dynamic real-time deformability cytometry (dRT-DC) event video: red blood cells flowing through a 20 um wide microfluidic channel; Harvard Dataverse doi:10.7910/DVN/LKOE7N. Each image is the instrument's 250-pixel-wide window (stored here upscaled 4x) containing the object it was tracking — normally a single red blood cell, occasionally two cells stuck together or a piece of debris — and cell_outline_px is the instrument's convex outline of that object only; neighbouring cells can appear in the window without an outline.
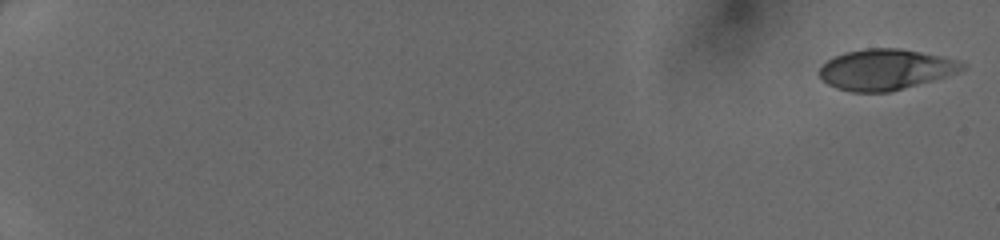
{"species": "human", "species_latin": "Homo sapiens", "temperature_condition": "cold", "stored_images_in_passage": 49, "camera_frame_rate_fps": 3000, "um_per_image_px": 0.085, "donor": {"sex": "female"}, "frame": {"image": 1, "passage_image": 1, "time_ms": 0.0, "image_size_px": [1000, 240], "cell_outline_px": [[968, 64], [964, 68], [956, 72], [932, 80], [888, 92], [852, 92], [836, 88], [828, 84], [820, 76], [820, 68], [828, 60], [844, 52], [864, 48], [900, 48], [960, 60]], "centroid_in_image_um": [75.27, 5.9], "position_along_channel_um": 9.7, "area_um2": 33.52}}
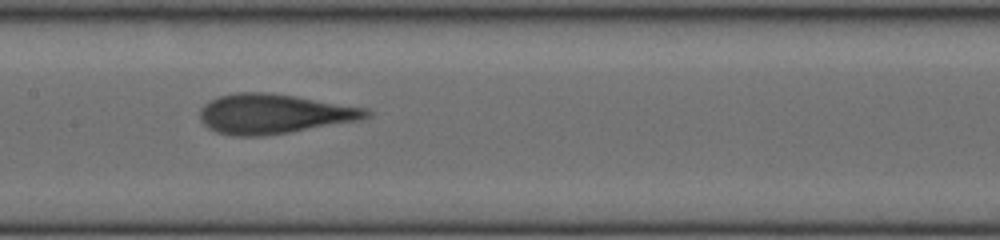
{"frame": {"image": 2, "passage_image": 28, "time_ms": 9.0, "image_size_px": [1000, 240], "cell_outline_px": [[372, 116], [360, 120], [264, 136], [232, 136], [216, 132], [208, 128], [200, 120], [200, 108], [208, 100], [220, 96], [236, 92], [264, 92], [296, 96], [368, 108], [372, 112]], "centroid_in_image_um": [23.27, 9.67], "position_along_channel_um": 184.1, "area_um2": 38.67}}
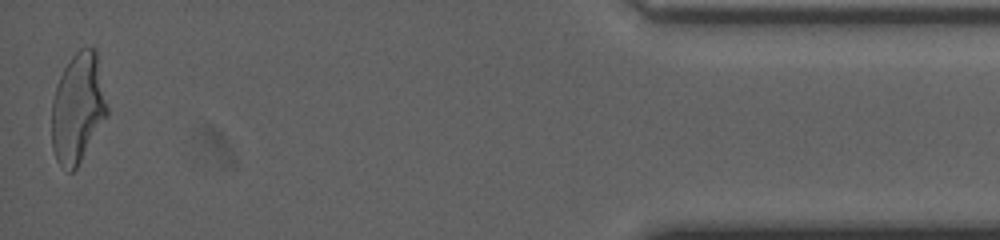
{"frame": {"image": 3, "passage_image": 49, "time_ms": 16.0, "image_size_px": [1000, 240], "cell_outline_px": [[108, 116], [76, 168], [72, 172], [68, 172], [56, 160], [52, 148], [52, 100], [56, 84], [68, 60], [80, 48], [96, 48], [108, 108]], "centroid_in_image_um": [6.62, 9.19], "position_along_channel_um": 428.6, "area_um2": 35.66}}